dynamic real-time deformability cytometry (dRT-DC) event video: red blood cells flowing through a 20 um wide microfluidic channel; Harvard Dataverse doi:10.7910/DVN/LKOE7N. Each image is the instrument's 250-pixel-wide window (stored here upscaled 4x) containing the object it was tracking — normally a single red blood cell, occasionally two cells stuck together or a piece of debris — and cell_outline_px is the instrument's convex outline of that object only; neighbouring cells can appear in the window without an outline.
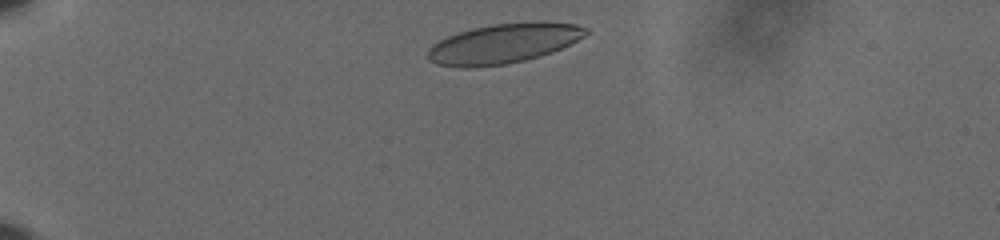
{"species": "human", "species_latin": "Homo sapiens", "temperature_condition": "cold", "stored_images_in_passage": 40, "camera_frame_rate_fps": 3000, "um_per_image_px": 0.085, "donor": {"sex": "male"}, "frame": {"image": 1, "passage_image": 3, "time_ms": 0.667, "image_size_px": [1000, 240], "cell_outline_px": [[588, 32], [584, 36], [552, 52], [540, 56], [524, 60], [504, 64], [476, 68], [460, 68], [436, 64], [428, 60], [428, 48], [432, 44], [448, 36], [472, 28], [492, 24], [540, 20], [576, 24], [588, 28]], "centroid_in_image_um": [42.79, 3.69], "position_along_channel_um": 42.2, "area_um2": 36.88}}
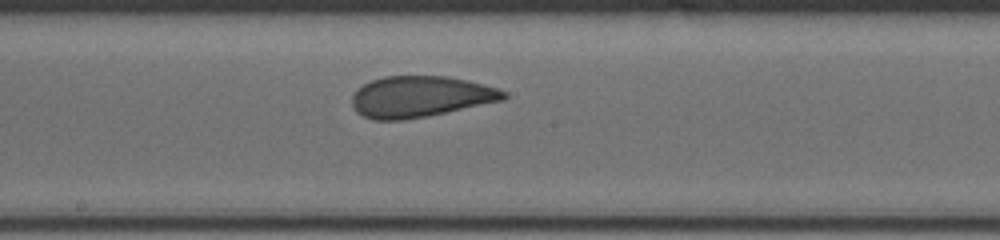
{"frame": {"image": 2, "passage_image": 22, "time_ms": 7.0, "image_size_px": [1000, 240], "cell_outline_px": [[508, 96], [504, 100], [424, 116], [400, 120], [372, 120], [356, 112], [352, 104], [352, 96], [356, 88], [372, 80], [384, 76], [448, 76], [468, 80], [496, 88], [508, 92]], "centroid_in_image_um": [35.7, 8.2], "position_along_channel_um": 212.5, "area_um2": 36.18}}
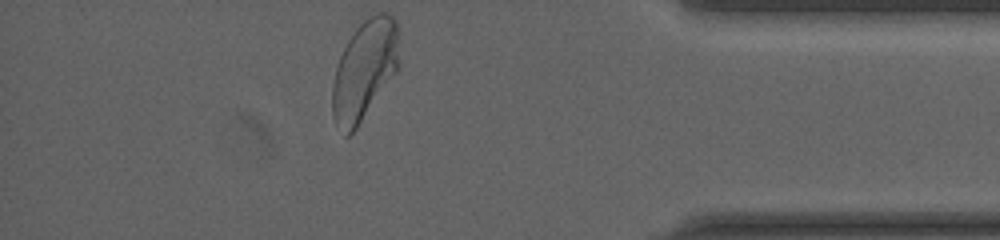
{"frame": {"image": 3, "passage_image": 40, "time_ms": 13.0, "image_size_px": [1000, 240], "cell_outline_px": [[400, 68], [356, 128], [348, 136], [344, 136], [336, 124], [332, 116], [332, 84], [336, 68], [340, 56], [348, 40], [356, 28], [368, 16], [376, 12], [384, 12], [392, 16], [396, 20], [400, 64]], "centroid_in_image_um": [30.99, 5.95], "position_along_channel_um": 404.2, "area_um2": 39.02}, "authors_computed_cell_mechanics": {"area_um2": 36.6452, "velocity_mm_per_s": 3.6055, "shape_relaxation_time_tau1_ms": 4.7979, "shape_relaxation_time_tau2_ms": 0.9993, "deformation_change_tau1": 0.1379, "deformation_change_tau2": 0.0599}}